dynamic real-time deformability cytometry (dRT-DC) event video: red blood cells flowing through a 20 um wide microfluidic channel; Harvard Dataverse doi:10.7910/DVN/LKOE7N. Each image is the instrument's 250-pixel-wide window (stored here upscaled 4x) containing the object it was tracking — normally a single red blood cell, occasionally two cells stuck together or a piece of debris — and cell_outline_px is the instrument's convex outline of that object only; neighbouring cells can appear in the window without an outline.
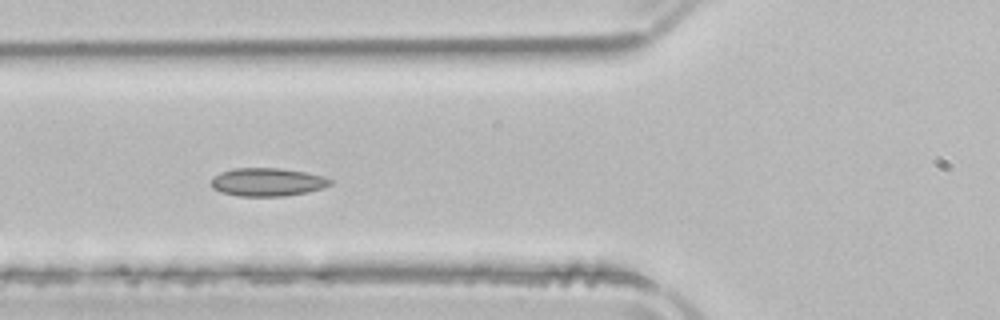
{"species": "common noctule bat (a hibernating species)", "species_latin": "Nyctalus noctula", "temperature_condition": "room temperature", "stored_images_in_passage": 16, "camera_frame_rate_fps": 3000, "um_per_image_px": 0.085, "animal": {"sex": "male", "body_mass_g": 21.5, "forearm_length_mm": 52.0}, "frame": {"image": 1, "passage_image": 11, "time_ms": 3.333, "image_size_px": [1000, 320], "cell_outline_px": [[332, 184], [324, 188], [308, 192], [284, 196], [236, 196], [220, 192], [212, 188], [212, 180], [220, 172], [232, 168], [280, 168], [304, 172], [324, 176], [332, 180]], "centroid_in_image_um": [22.75, 15.48], "position_along_channel_um": 103.1, "area_um2": 19.65}}